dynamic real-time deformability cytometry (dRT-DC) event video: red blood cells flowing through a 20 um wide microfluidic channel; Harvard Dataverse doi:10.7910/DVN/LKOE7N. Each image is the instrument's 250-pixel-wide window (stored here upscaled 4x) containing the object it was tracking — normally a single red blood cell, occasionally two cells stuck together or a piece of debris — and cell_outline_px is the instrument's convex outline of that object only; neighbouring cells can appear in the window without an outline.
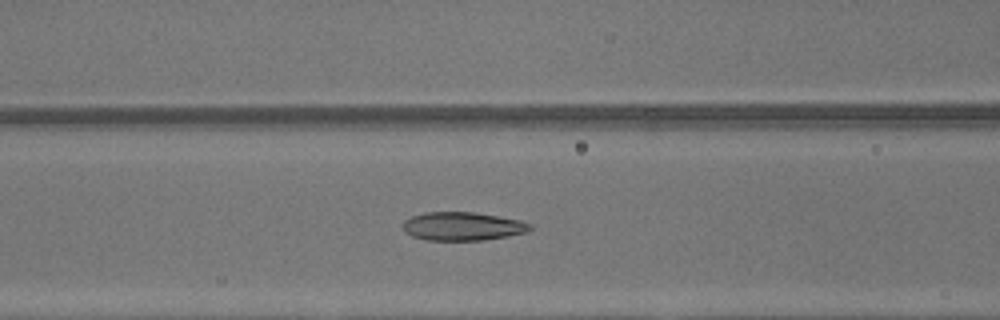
{"species": "common noctule bat (a hibernating species)", "species_latin": "Nyctalus noctula", "temperature_condition": "warm", "stored_images_in_passage": 47, "camera_frame_rate_fps": 3000, "um_per_image_px": 0.085, "animal": {"sex": "male", "body_mass_g": 13.3}, "frame": {"image": 1, "passage_image": 20, "time_ms": 6.333, "image_size_px": [1000, 320], "cell_outline_px": [[532, 228], [528, 232], [508, 236], [484, 240], [428, 240], [412, 236], [404, 232], [400, 224], [404, 220], [412, 216], [424, 212], [476, 212], [520, 220], [532, 224]], "centroid_in_image_um": [39.3, 19.23], "position_along_channel_um": 127.3, "area_um2": 21.33}}
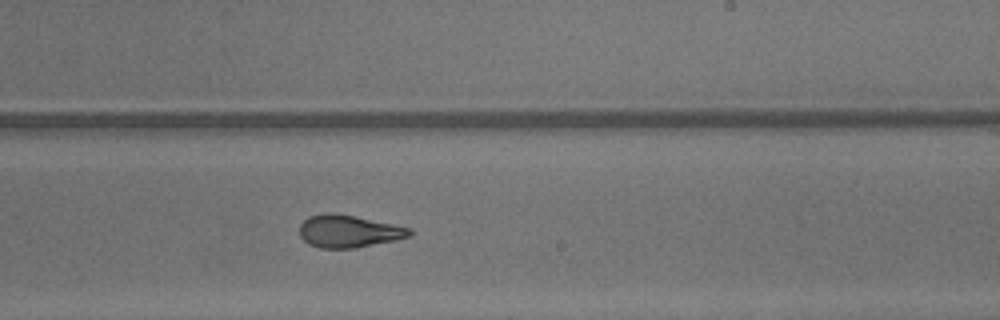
{"frame": {"image": 2, "passage_image": 29, "time_ms": 9.333, "image_size_px": [1000, 320], "cell_outline_px": [[412, 236], [396, 240], [356, 248], [320, 248], [308, 244], [300, 236], [300, 224], [308, 216], [328, 212], [356, 216], [412, 228]], "centroid_in_image_um": [29.65, 19.66], "position_along_channel_um": 259.4, "area_um2": 20.98}}
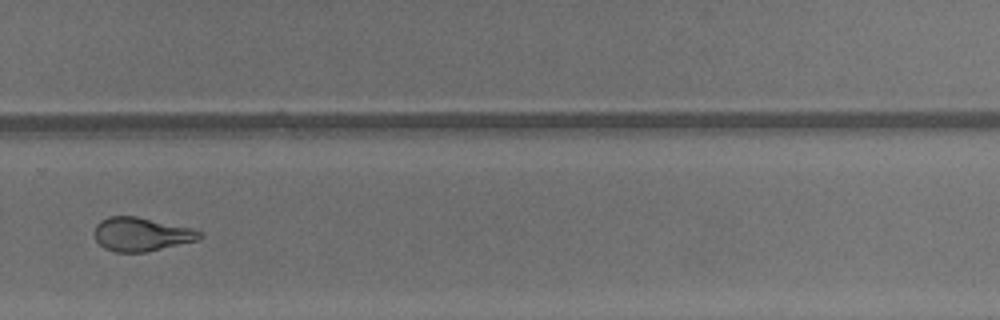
{"frame": {"image": 3, "passage_image": 33, "time_ms": 10.667, "image_size_px": [1000, 320], "cell_outline_px": [[204, 236], [200, 240], [148, 252], [116, 252], [104, 248], [96, 240], [92, 232], [96, 224], [100, 220], [108, 216], [136, 216], [192, 228], [200, 232]], "centroid_in_image_um": [12.01, 19.92], "position_along_channel_um": 317.8, "area_um2": 20.98}, "authors_computed_cell_mechanics": {"area_um2": 22.3686, "velocity_mm_per_s": 4.4078, "shape_relaxation_time_tau1_ms": 8.2417, "shape_relaxation_time_tau2_ms": 1.8644, "deformation_change_tau1": 0.2365, "deformation_change_tau2": 0.0933}}